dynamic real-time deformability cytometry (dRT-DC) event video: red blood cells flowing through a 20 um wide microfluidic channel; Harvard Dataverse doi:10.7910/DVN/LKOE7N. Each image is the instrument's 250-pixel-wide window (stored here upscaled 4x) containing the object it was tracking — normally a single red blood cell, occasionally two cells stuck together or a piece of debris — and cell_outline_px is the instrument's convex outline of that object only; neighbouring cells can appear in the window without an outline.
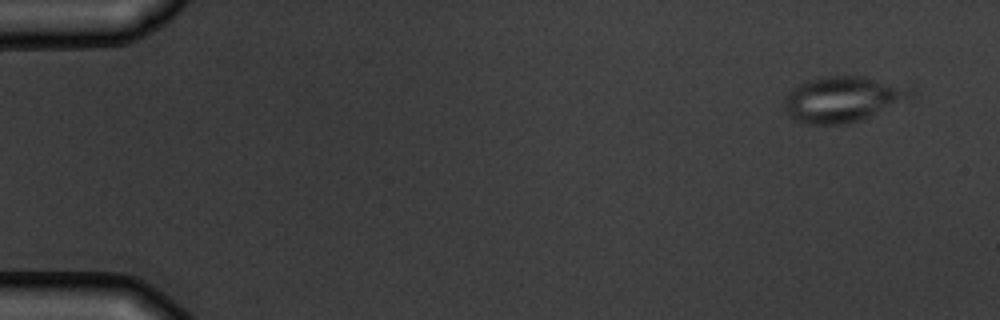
{"species": "common noctule bat (a hibernating species)", "species_latin": "Nyctalus noctula", "temperature_condition": "warm", "stored_images_in_passage": 4, "camera_frame_rate_fps": 3000, "um_per_image_px": 0.085, "animal": {"sex": "male", "body_mass_g": 19.5, "forearm_length_mm": 54.6}, "frame": {"image": 1, "passage_image": 1, "time_ms": 0.0, "image_size_px": [1000, 320], "cell_outline_px": [[916, 88], [912, 96], [864, 120], [848, 124], [800, 124], [792, 120], [788, 116], [784, 108], [784, 96], [792, 88], [804, 80], [816, 76], [864, 76]], "centroid_in_image_um": [71.57, 8.43], "position_along_channel_um": 13.4, "area_um2": 34.39}}